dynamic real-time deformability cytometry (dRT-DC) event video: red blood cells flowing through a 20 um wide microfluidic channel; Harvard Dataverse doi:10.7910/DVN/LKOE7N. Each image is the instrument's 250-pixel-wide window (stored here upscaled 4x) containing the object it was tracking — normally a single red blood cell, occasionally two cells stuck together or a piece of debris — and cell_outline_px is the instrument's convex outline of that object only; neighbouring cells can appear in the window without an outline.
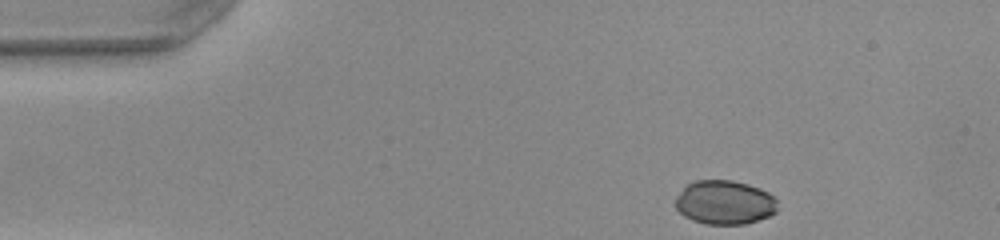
{"species": "common noctule bat (a hibernating species)", "species_latin": "Nyctalus noctula", "temperature_condition": "warm", "stored_images_in_passage": 10, "camera_frame_rate_fps": 3000, "um_per_image_px": 0.085, "animal": {"sex": "female", "body_mass_g": 22.0, "forearm_length_mm": 56.7}, "frame": {"image": 1, "passage_image": 1, "time_ms": 0.0, "image_size_px": [1000, 240], "cell_outline_px": [[776, 212], [768, 216], [744, 224], [704, 224], [692, 220], [684, 216], [676, 208], [676, 196], [688, 184], [696, 180], [732, 180], [748, 184], [760, 188], [768, 192], [776, 200]], "centroid_in_image_um": [61.58, 17.2], "position_along_channel_um": 23.4, "area_um2": 26.07}}